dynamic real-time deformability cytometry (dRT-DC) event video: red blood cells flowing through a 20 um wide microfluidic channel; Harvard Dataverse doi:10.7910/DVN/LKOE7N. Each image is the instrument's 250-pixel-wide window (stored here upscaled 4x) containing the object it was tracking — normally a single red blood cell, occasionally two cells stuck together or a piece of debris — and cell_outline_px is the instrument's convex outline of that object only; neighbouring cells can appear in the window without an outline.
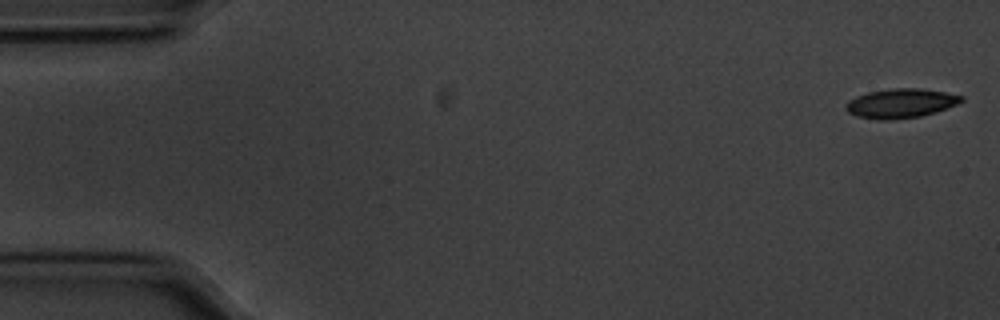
{"species": "common noctule bat (a hibernating species)", "species_latin": "Nyctalus noctula", "temperature_condition": "cold", "stored_images_in_passage": 55, "camera_frame_rate_fps": 3000, "um_per_image_px": 0.085, "animal": {"sex": "male", "body_mass_g": 20.1, "forearm_length_mm": 53.5}, "frame": {"image": 1, "passage_image": 1, "time_ms": 0.0, "image_size_px": [1000, 320], "cell_outline_px": [[964, 100], [956, 104], [936, 112], [920, 116], [888, 120], [880, 120], [856, 116], [848, 112], [844, 108], [844, 104], [848, 100], [856, 96], [868, 92], [892, 88], [920, 88], [944, 92], [964, 96]], "centroid_in_image_um": [76.52, 8.78], "position_along_channel_um": 8.5, "area_um2": 19.77}}
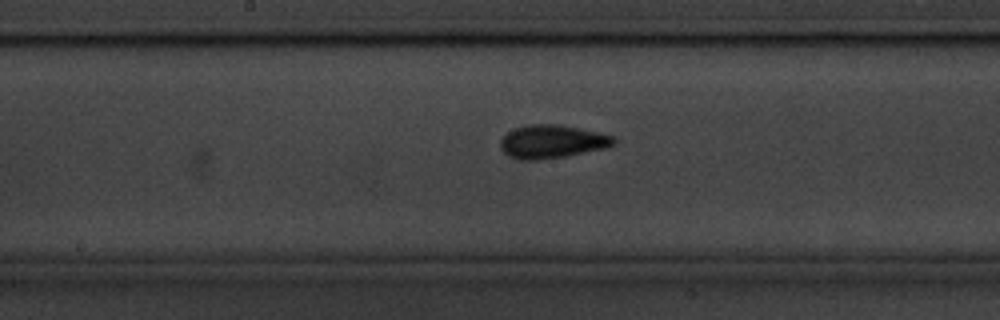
{"frame": {"image": 2, "passage_image": 28, "time_ms": 9.0, "image_size_px": [1000, 320], "cell_outline_px": [[616, 144], [608, 148], [564, 156], [536, 160], [520, 160], [508, 156], [500, 148], [500, 140], [508, 132], [516, 128], [532, 124], [560, 124], [600, 132], [612, 136], [616, 140]], "centroid_in_image_um": [46.95, 12.04], "position_along_channel_um": 201.3, "area_um2": 22.08}}
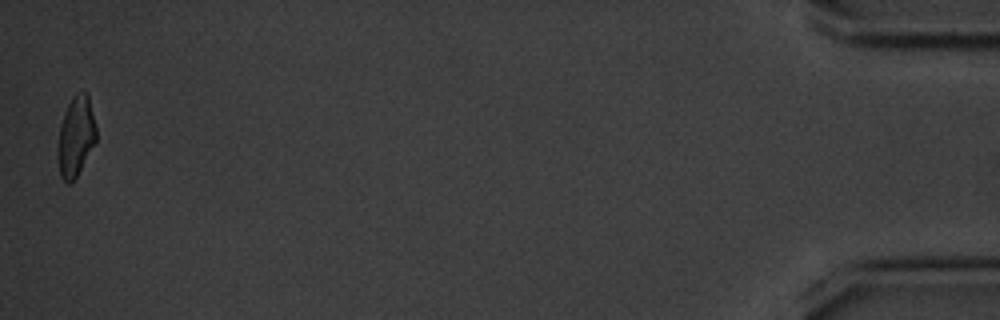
{"frame": {"image": 3, "passage_image": 55, "time_ms": 18.0, "image_size_px": [1000, 320], "cell_outline_px": [[96, 140], [72, 184], [68, 184], [60, 176], [56, 156], [56, 148], [60, 124], [64, 112], [72, 96], [76, 92], [88, 92], [96, 128]], "centroid_in_image_um": [6.41, 11.6], "position_along_channel_um": 428.8, "area_um2": 18.21}, "authors_computed_cell_mechanics": {"area_um2": 19.4208, "velocity_mm_per_s": 3.566, "shape_relaxation_time_tau1_ms": 2.2706, "shape_relaxation_time_tau2_ms": 2.6247, "deformation_change_tau1": 0.1231, "deformation_change_tau2": 0.0915}}